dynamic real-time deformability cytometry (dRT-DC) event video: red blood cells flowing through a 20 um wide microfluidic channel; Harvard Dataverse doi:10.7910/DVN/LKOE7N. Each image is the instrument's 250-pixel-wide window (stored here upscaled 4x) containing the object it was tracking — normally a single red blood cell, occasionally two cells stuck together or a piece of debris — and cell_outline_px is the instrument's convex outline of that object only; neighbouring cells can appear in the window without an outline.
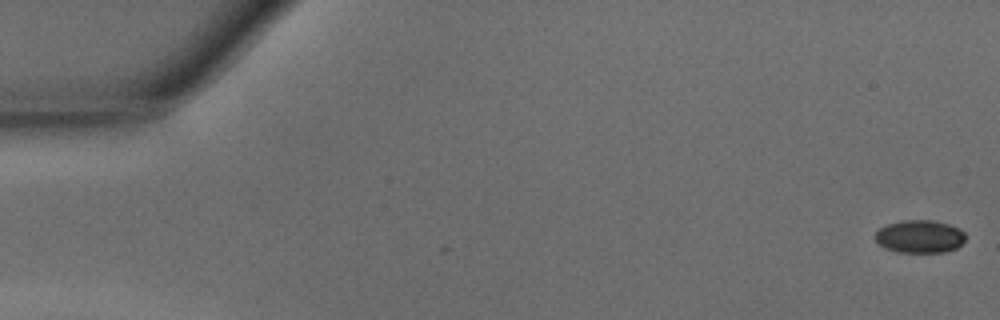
{"species": "common noctule bat (a hibernating species)", "species_latin": "Nyctalus noctula", "temperature_condition": "warm", "stored_images_in_passage": 48, "camera_frame_rate_fps": 3000, "um_per_image_px": 0.085, "animal": {"sex": "male", "body_mass_g": 15.6}, "frame": {"image": 1, "passage_image": 1, "time_ms": 0.0, "image_size_px": [1000, 320], "cell_outline_px": [[968, 236], [956, 248], [944, 252], [900, 252], [884, 248], [876, 244], [876, 232], [880, 228], [888, 224], [904, 220], [932, 220], [948, 224], [960, 228]], "centroid_in_image_um": [78.19, 20.1], "position_along_channel_um": 6.8, "area_um2": 17.34}}
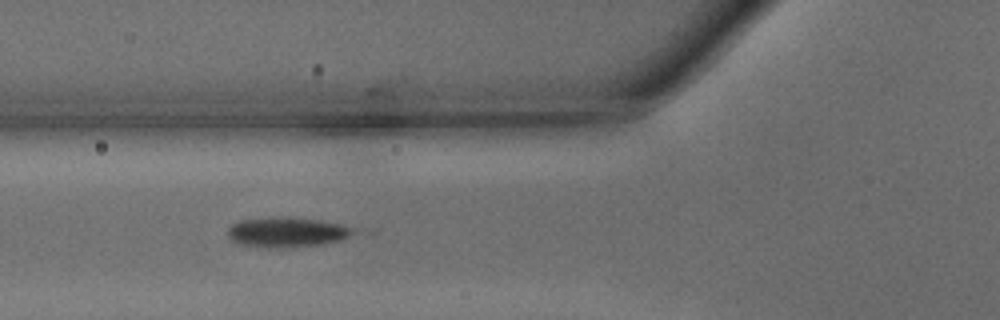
{"frame": {"image": 2, "passage_image": 18, "time_ms": 5.667, "image_size_px": [1000, 320], "cell_outline_px": [[356, 232], [340, 240], [316, 244], [240, 244], [232, 240], [228, 236], [228, 228], [232, 224], [240, 220], [276, 216], [284, 216], [320, 220], [340, 224], [356, 228]], "centroid_in_image_um": [24.41, 19.64], "position_along_channel_um": 101.4, "area_um2": 20.63}}
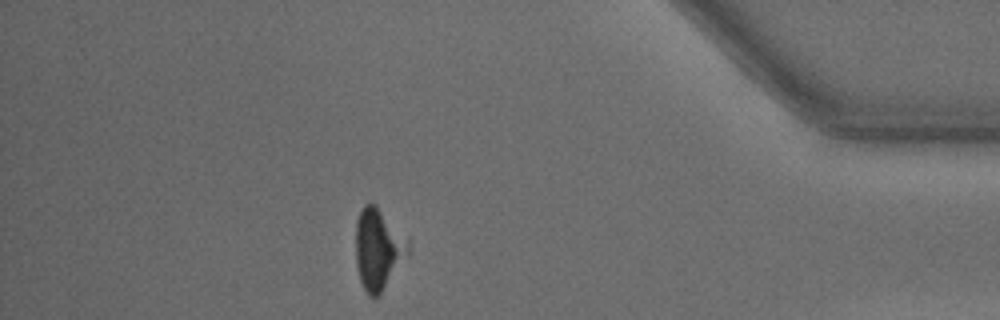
{"frame": {"image": 3, "passage_image": 42, "time_ms": 13.667, "image_size_px": [1000, 320], "cell_outline_px": [[408, 256], [380, 292], [376, 296], [368, 296], [360, 280], [356, 264], [356, 220], [360, 208], [368, 200], [372, 200], [376, 204], [408, 240]], "centroid_in_image_um": [32.12, 21.1], "position_along_channel_um": 403.1, "area_um2": 24.62}, "authors_computed_cell_mechanics": {"area_um2": 20.8947, "velocity_mm_per_s": 4.292, "shape_relaxation_time_tau1_ms": 2.2875, "shape_relaxation_time_tau2_ms": null, "deformation_change_tau1": 0.1314, "deformation_change_tau2": null}}